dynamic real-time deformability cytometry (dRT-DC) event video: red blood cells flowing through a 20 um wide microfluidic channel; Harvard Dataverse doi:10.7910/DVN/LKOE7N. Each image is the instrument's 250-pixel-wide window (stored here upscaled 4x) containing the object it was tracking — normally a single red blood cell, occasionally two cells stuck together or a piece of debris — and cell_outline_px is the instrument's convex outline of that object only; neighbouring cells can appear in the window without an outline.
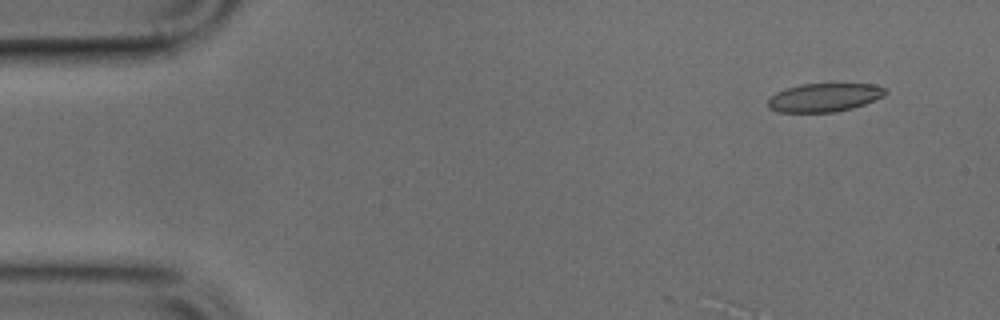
{"species": "common noctule bat (a hibernating species)", "species_latin": "Nyctalus noctula", "temperature_condition": "cold", "stored_images_in_passage": 7, "camera_frame_rate_fps": 3000, "um_per_image_px": 0.085, "animal": {"sex": "male", "body_mass_g": 17.9, "forearm_length_mm": 54.2}, "frame": {"image": 1, "passage_image": 1, "time_ms": 0.0, "image_size_px": [1000, 320], "cell_outline_px": [[888, 92], [884, 96], [864, 104], [852, 108], [836, 112], [780, 112], [768, 108], [768, 100], [776, 92], [800, 84], [876, 84], [888, 88]], "centroid_in_image_um": [70.11, 8.28], "position_along_channel_um": 14.9, "area_um2": 19.54}}